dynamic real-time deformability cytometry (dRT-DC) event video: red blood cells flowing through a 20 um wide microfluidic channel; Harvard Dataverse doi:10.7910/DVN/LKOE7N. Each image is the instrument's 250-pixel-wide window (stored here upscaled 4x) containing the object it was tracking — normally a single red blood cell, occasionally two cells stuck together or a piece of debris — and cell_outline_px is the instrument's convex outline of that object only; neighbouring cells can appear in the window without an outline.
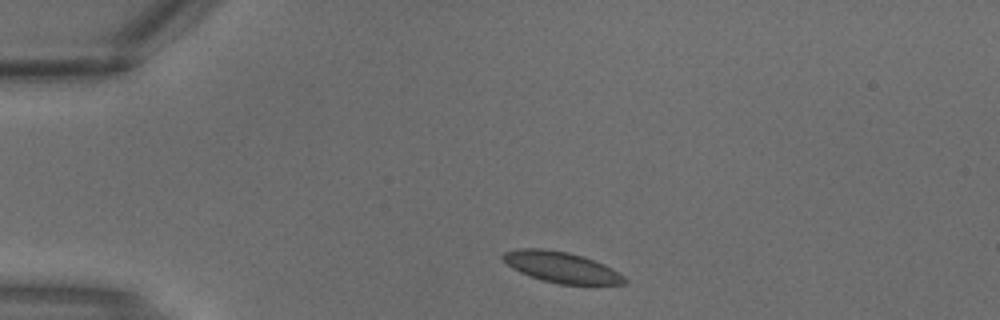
{"species": "common noctule bat (a hibernating species)", "species_latin": "Nyctalus noctula", "temperature_condition": "warm", "stored_images_in_passage": 3, "camera_frame_rate_fps": 3000, "um_per_image_px": 0.085, "animal": {"sex": "male", "body_mass_g": 18.8}, "frame": {"image": 1, "passage_image": 2, "time_ms": 0.333, "image_size_px": [1000, 320], "cell_outline_px": [[628, 284], [560, 284], [544, 280], [520, 272], [512, 268], [500, 256], [504, 252], [520, 248], [544, 248], [568, 252], [584, 256], [604, 264], [612, 268], [624, 276], [628, 280]], "centroid_in_image_um": [47.75, 22.7], "position_along_channel_um": 37.3, "area_um2": 21.79}}